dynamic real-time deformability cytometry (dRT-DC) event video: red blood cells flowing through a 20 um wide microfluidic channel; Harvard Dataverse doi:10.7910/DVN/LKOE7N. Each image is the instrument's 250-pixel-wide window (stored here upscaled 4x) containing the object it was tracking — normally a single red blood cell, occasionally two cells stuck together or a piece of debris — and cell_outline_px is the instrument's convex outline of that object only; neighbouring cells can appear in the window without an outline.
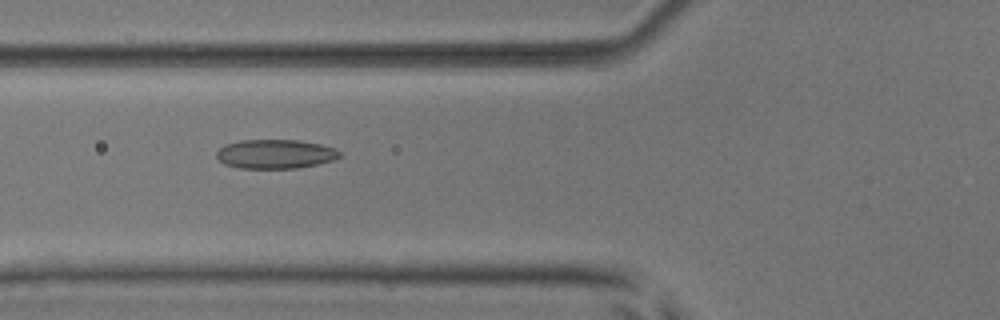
{"species": "common noctule bat (a hibernating species)", "species_latin": "Nyctalus noctula", "temperature_condition": "room temperature", "stored_images_in_passage": 51, "camera_frame_rate_fps": 3000, "um_per_image_px": 0.085, "animal": {"sex": "male", "body_mass_g": 17.9, "forearm_length_mm": 54.2}, "frame": {"image": 1, "passage_image": 20, "time_ms": 6.333, "image_size_px": [1000, 320], "cell_outline_px": [[344, 156], [336, 160], [296, 168], [240, 168], [224, 164], [216, 156], [216, 152], [224, 144], [240, 140], [296, 140], [320, 144], [336, 148]], "centroid_in_image_um": [23.43, 13.09], "position_along_channel_um": 102.4, "area_um2": 21.04}}
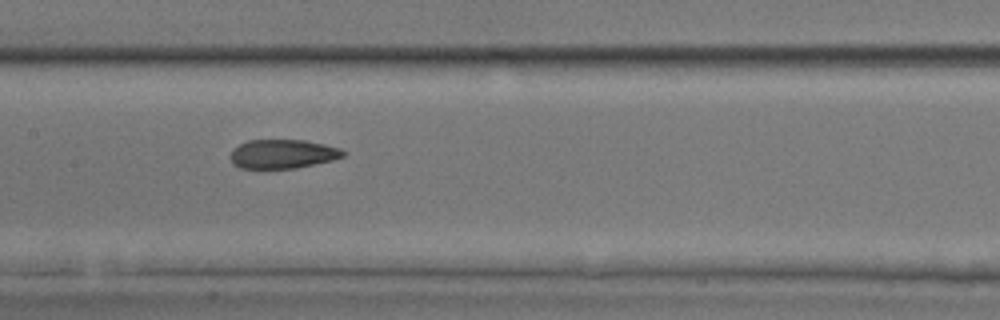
{"frame": {"image": 2, "passage_image": 26, "time_ms": 8.333, "image_size_px": [1000, 320], "cell_outline_px": [[348, 152], [344, 156], [332, 160], [296, 168], [240, 168], [232, 164], [232, 148], [248, 140], [304, 140], [324, 144], [340, 148]], "centroid_in_image_um": [24.05, 13.08], "position_along_channel_um": 183.3, "area_um2": 19.02}}
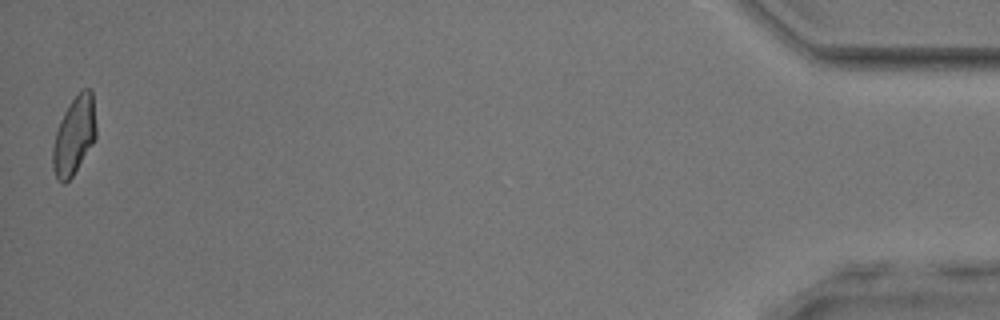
{"frame": {"image": 3, "passage_image": 51, "time_ms": 16.667, "image_size_px": [1000, 320], "cell_outline_px": [[96, 136], [92, 144], [72, 176], [64, 184], [56, 176], [52, 168], [52, 148], [56, 132], [60, 120], [64, 112], [72, 100], [84, 88], [92, 88], [96, 128]], "centroid_in_image_um": [6.3, 11.51], "position_along_channel_um": 428.9, "area_um2": 19.42}, "authors_computed_cell_mechanics": {"area_um2": 20.2878, "velocity_mm_per_s": 4.0487, "shape_relaxation_time_tau1_ms": null, "shape_relaxation_time_tau2_ms": 1.6859, "deformation_change_tau1": null, "deformation_change_tau2": 0.0839}}